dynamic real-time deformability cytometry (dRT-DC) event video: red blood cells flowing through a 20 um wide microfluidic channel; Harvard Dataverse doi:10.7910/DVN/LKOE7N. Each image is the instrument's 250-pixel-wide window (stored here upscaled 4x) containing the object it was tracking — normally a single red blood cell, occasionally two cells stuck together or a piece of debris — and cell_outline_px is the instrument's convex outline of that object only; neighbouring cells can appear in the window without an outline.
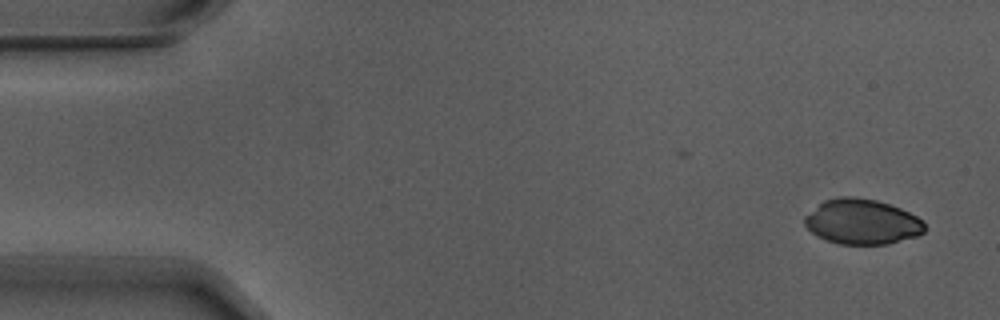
{"species": "Egyptian fruit bat (a non-hibernating species)", "species_latin": "Rousettus aegyptiacus", "temperature_condition": "warm", "stored_images_in_passage": 4, "camera_frame_rate_fps": 3000, "um_per_image_px": 0.085, "animal": {"sex": "male"}, "frame": {"image": 1, "passage_image": 1, "time_ms": 0.0, "image_size_px": [1000, 320], "cell_outline_px": [[928, 228], [924, 232], [916, 236], [888, 244], [840, 244], [816, 236], [804, 224], [804, 216], [824, 200], [840, 196], [852, 196], [876, 200], [900, 208], [924, 220]], "centroid_in_image_um": [73.29, 18.84], "position_along_channel_um": 11.7, "area_um2": 31.67}}